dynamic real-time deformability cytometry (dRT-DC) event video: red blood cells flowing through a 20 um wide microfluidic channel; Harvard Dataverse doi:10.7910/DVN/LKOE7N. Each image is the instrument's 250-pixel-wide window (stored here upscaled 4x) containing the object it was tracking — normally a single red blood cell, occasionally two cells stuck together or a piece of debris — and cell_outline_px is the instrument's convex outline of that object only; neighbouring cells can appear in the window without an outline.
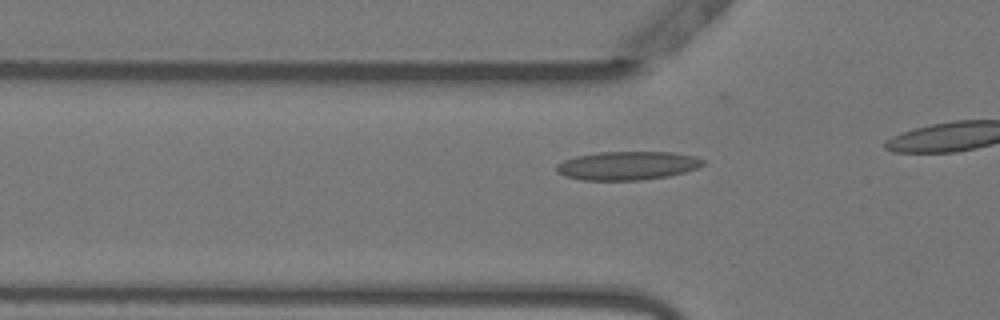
{"species": "Egyptian fruit bat (a non-hibernating species)", "species_latin": "Rousettus aegyptiacus", "temperature_condition": "warm", "stored_images_in_passage": 8, "camera_frame_rate_fps": 3000, "um_per_image_px": 0.085, "animal": {"sex": "female"}, "frame": {"image": 1, "passage_image": 2, "time_ms": 0.333, "image_size_px": [1000, 320], "cell_outline_px": [[704, 164], [696, 168], [684, 172], [668, 176], [640, 180], [584, 180], [564, 176], [556, 172], [556, 164], [564, 160], [576, 156], [600, 152], [672, 152], [692, 156], [704, 160]], "centroid_in_image_um": [53.29, 14.08], "position_along_channel_um": 72.5, "area_um2": 24.28}}
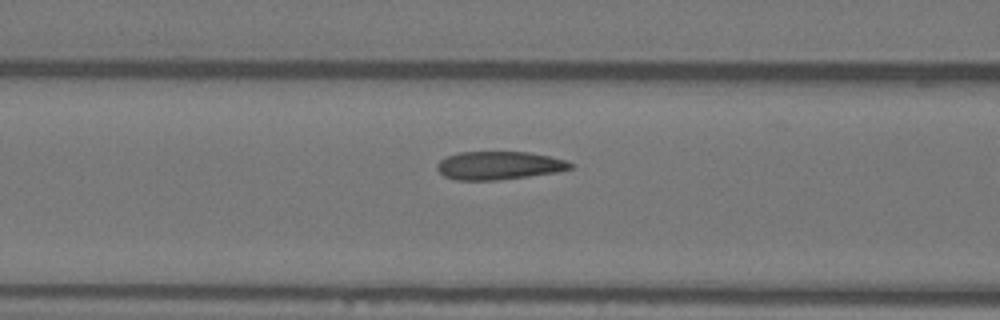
{"frame": {"image": 2, "passage_image": 6, "time_ms": 1.667, "image_size_px": [1000, 320], "cell_outline_px": [[572, 168], [556, 172], [528, 176], [496, 180], [456, 180], [444, 176], [436, 168], [436, 164], [440, 160], [448, 156], [460, 152], [528, 152], [548, 156], [564, 160], [572, 164]], "centroid_in_image_um": [42.37, 14.07], "position_along_channel_um": 124.2, "area_um2": 21.68}}